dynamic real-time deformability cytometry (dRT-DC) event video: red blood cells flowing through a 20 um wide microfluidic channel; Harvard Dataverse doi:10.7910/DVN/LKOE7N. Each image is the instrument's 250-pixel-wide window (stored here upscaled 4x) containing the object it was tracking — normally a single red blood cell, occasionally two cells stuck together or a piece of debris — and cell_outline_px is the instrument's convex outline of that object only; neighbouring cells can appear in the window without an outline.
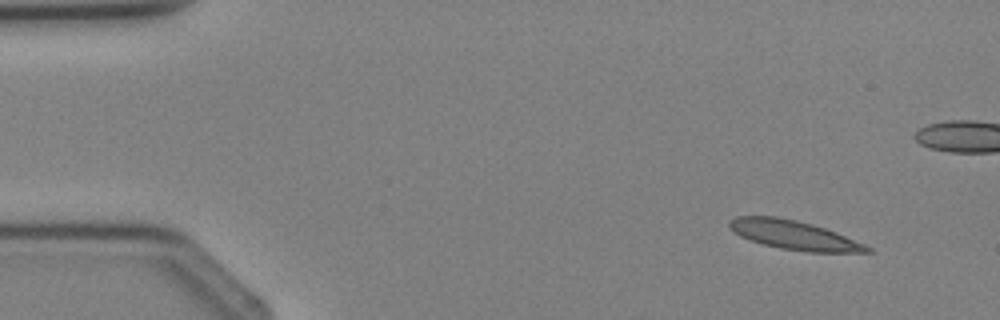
{"species": "Egyptian fruit bat (a non-hibernating species)", "species_latin": "Rousettus aegyptiacus", "temperature_condition": "cold", "stored_images_in_passage": 4, "camera_frame_rate_fps": 3000, "um_per_image_px": 0.085, "animal": {"sex": "female"}, "frame": {"image": 1, "passage_image": 1, "time_ms": 0.0, "image_size_px": [1000, 320], "cell_outline_px": [[872, 252], [808, 252], [780, 248], [764, 244], [740, 236], [732, 232], [728, 228], [728, 220], [736, 216], [776, 216], [796, 220], [812, 224], [836, 232], [864, 244], [872, 248]], "centroid_in_image_um": [67.44, 19.97], "position_along_channel_um": 17.6, "area_um2": 23.24}}